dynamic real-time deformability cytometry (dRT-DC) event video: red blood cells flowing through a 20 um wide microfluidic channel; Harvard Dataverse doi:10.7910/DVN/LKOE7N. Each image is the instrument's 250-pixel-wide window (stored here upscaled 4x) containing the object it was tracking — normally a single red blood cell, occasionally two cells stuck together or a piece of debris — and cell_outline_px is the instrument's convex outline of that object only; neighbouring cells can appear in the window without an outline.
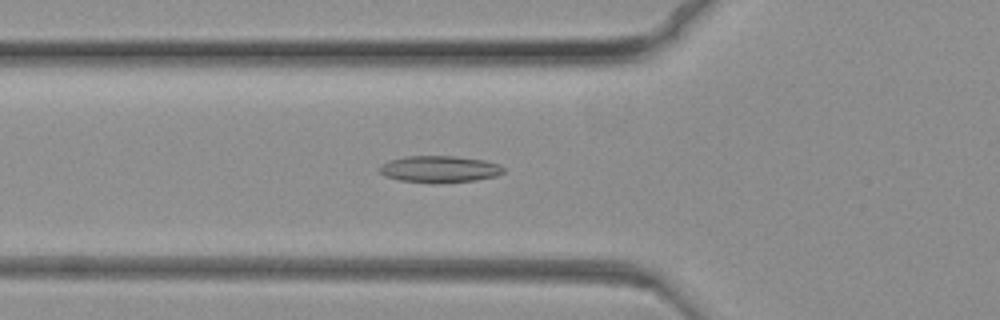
{"species": "common noctule bat (a hibernating species)", "species_latin": "Nyctalus noctula", "temperature_condition": "warm", "stored_images_in_passage": 79, "camera_frame_rate_fps": 3000, "um_per_image_px": 0.085, "animal": {"sex": "female", "body_mass_g": 19.3, "forearm_length_mm": 54.1}, "frame": {"image": 1, "passage_image": 28, "time_ms": 9.0, "image_size_px": [1000, 320], "cell_outline_px": [[504, 172], [496, 176], [476, 180], [436, 184], [432, 184], [400, 180], [384, 176], [380, 172], [380, 164], [388, 160], [408, 156], [456, 156], [484, 160], [500, 164], [504, 168]], "centroid_in_image_um": [37.36, 14.38], "position_along_channel_um": 88.4, "area_um2": 19.59}}
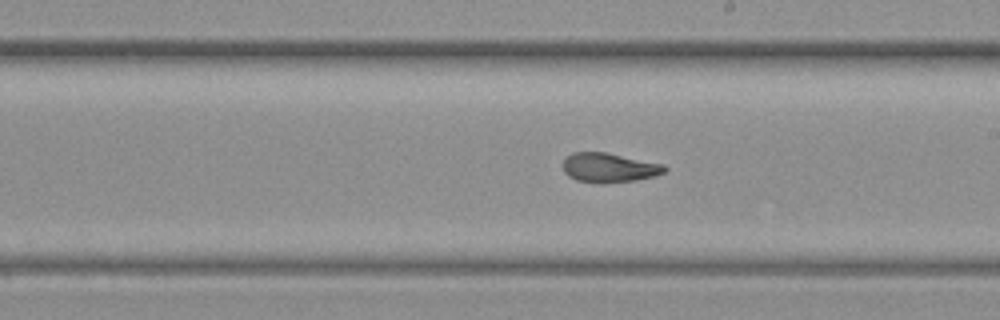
{"frame": {"image": 2, "passage_image": 45, "time_ms": 14.667, "image_size_px": [1000, 320], "cell_outline_px": [[668, 168], [664, 172], [652, 176], [636, 180], [604, 184], [600, 184], [576, 180], [568, 176], [564, 172], [564, 160], [572, 152], [604, 152], [664, 164]], "centroid_in_image_um": [51.76, 14.26], "position_along_channel_um": 237.2, "area_um2": 17.4}}
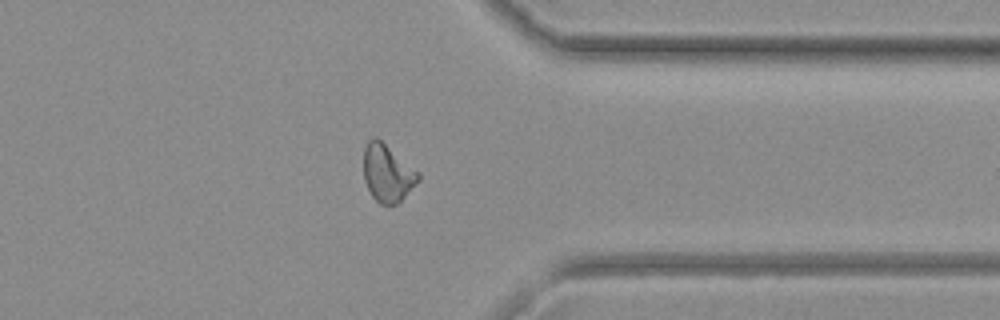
{"frame": {"image": 3, "passage_image": 62, "time_ms": 20.333, "image_size_px": [1000, 320], "cell_outline_px": [[420, 180], [396, 204], [380, 204], [372, 196], [364, 180], [364, 148], [368, 140], [372, 136], [376, 136], [420, 172]], "centroid_in_image_um": [32.93, 14.68], "position_along_channel_um": 378.5, "area_um2": 18.26}}